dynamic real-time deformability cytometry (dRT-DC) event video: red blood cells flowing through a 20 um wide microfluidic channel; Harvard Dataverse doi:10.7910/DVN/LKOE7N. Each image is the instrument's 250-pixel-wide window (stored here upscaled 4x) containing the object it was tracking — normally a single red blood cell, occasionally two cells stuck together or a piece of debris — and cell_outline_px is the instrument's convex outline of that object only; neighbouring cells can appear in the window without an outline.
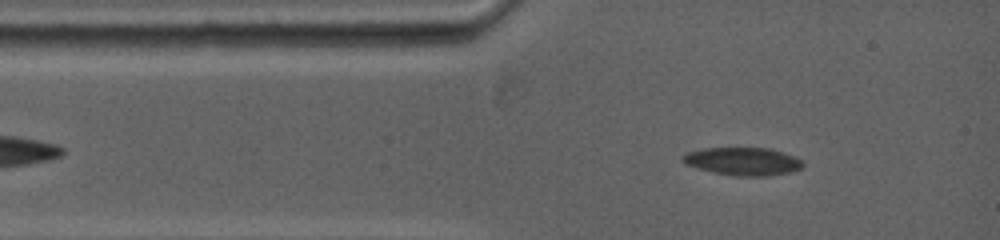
{"species": "common noctule bat (a hibernating species)", "species_latin": "Nyctalus noctula", "temperature_condition": "warm", "stored_images_in_passage": 3, "camera_frame_rate_fps": 5000, "um_per_image_px": 0.085, "animal": {"sex": "female", "body_mass_g": 19.0, "forearm_length_mm": 53.3}, "frame": {"image": 1, "passage_image": 1, "time_ms": 0.0, "image_size_px": [1000, 240], "cell_outline_px": [[804, 164], [800, 168], [792, 172], [768, 176], [732, 176], [712, 172], [696, 168], [684, 164], [680, 160], [680, 156], [684, 152], [704, 148], [768, 148], [784, 152], [800, 160]], "centroid_in_image_um": [63.06, 13.72], "position_along_channel_um": 21.9, "area_um2": 19.83}}
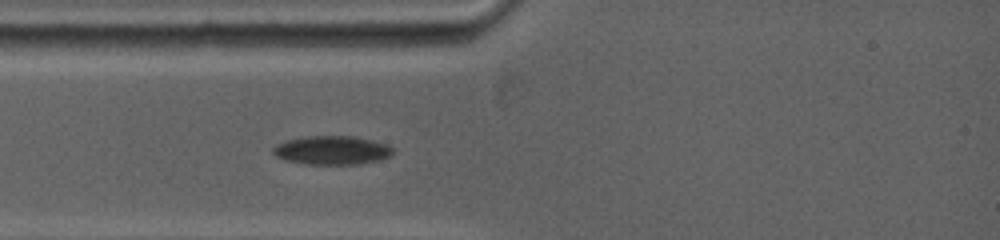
{"frame": {"image": 2, "passage_image": 3, "time_ms": 1.4, "image_size_px": [1000, 240], "cell_outline_px": [[392, 152], [388, 156], [380, 160], [360, 164], [304, 164], [284, 160], [276, 156], [272, 152], [272, 148], [276, 144], [284, 140], [308, 136], [356, 136], [372, 140], [384, 144], [392, 148]], "centroid_in_image_um": [28.15, 12.77], "position_along_channel_um": 56.8, "area_um2": 20.11}}